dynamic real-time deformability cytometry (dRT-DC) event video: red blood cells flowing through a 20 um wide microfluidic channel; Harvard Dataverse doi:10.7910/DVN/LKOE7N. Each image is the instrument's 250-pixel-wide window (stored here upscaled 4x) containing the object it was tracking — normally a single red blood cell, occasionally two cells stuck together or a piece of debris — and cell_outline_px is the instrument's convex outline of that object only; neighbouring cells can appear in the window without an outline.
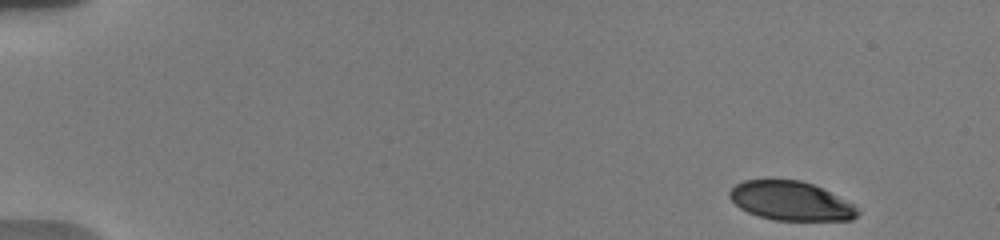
{"species": "human", "species_latin": "Homo sapiens", "temperature_condition": "warm", "stored_images_in_passage": 25, "camera_frame_rate_fps": 3000, "um_per_image_px": 0.085, "donor": {"sex": "male"}, "frame": {"image": 1, "passage_image": 1, "time_ms": 0.0, "image_size_px": [1000, 240], "cell_outline_px": [[860, 212], [852, 220], [772, 220], [756, 216], [740, 208], [728, 196], [728, 192], [736, 184], [744, 180], [800, 180], [812, 184], [852, 204]], "centroid_in_image_um": [67.17, 17.09], "position_along_channel_um": 17.8, "area_um2": 28.78}}
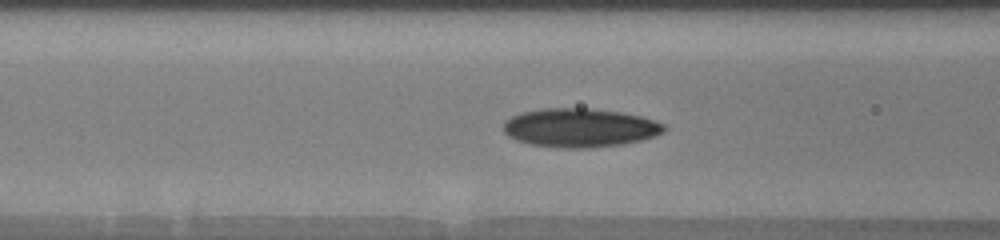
{"frame": {"image": 2, "passage_image": 22, "time_ms": 6.333, "image_size_px": [1000, 240], "cell_outline_px": [[668, 128], [664, 132], [656, 136], [624, 144], [588, 148], [556, 148], [532, 144], [516, 140], [508, 136], [504, 132], [504, 120], [520, 112], [544, 108], [592, 108], [620, 112], [640, 116], [664, 124]], "centroid_in_image_um": [49.28, 10.86], "position_along_channel_um": 117.3, "area_um2": 36.53}}
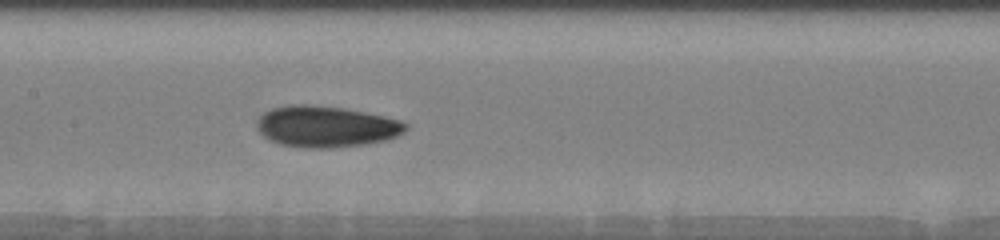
{"frame": {"image": 3, "passage_image": 25, "time_ms": 8.0, "image_size_px": [1000, 240], "cell_outline_px": [[408, 128], [404, 132], [396, 136], [384, 140], [364, 144], [332, 148], [304, 148], [280, 144], [268, 140], [256, 128], [256, 120], [264, 112], [272, 108], [292, 104], [312, 104], [344, 108], [404, 120], [408, 124]], "centroid_in_image_um": [27.7, 10.75], "position_along_channel_um": 179.7, "area_um2": 36.07}}